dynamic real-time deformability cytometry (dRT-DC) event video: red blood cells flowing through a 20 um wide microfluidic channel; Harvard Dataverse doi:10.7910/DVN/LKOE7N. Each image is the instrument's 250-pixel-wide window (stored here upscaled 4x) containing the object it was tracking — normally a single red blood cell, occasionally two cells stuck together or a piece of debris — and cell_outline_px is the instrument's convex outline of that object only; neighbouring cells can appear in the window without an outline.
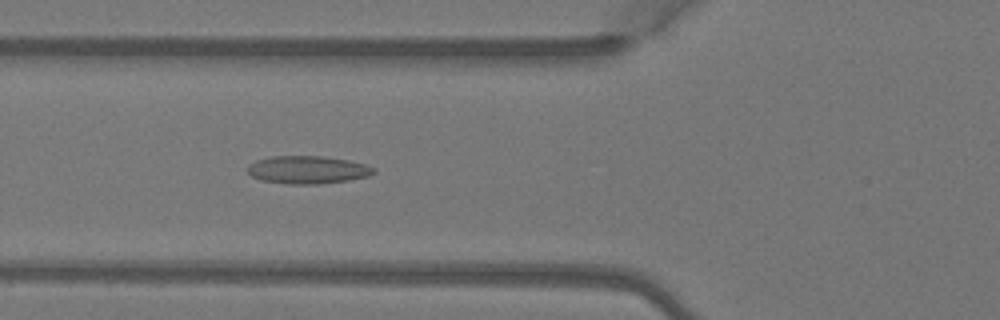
{"species": "Egyptian fruit bat (a non-hibernating species)", "species_latin": "Rousettus aegyptiacus", "temperature_condition": "warm", "stored_images_in_passage": 6, "camera_frame_rate_fps": 3000, "um_per_image_px": 0.085, "animal": {"sex": "female"}, "frame": {"image": 1, "passage_image": 6, "time_ms": 1.667, "image_size_px": [1000, 320], "cell_outline_px": [[376, 172], [368, 176], [348, 180], [320, 184], [288, 184], [260, 180], [252, 176], [248, 172], [248, 164], [256, 160], [272, 156], [324, 156], [348, 160], [364, 164], [376, 168]], "centroid_in_image_um": [26.15, 14.43], "position_along_channel_um": 99.7, "area_um2": 20.52}}